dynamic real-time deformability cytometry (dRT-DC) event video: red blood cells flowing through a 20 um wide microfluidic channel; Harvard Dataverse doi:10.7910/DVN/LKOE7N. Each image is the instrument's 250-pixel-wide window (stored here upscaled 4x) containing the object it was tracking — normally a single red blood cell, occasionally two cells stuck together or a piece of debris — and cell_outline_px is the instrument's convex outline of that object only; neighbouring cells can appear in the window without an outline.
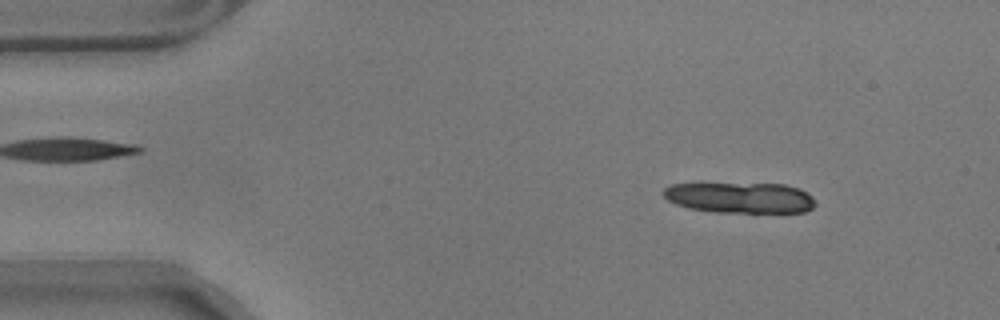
{"species": "common noctule bat (a hibernating species)", "species_latin": "Nyctalus noctula", "temperature_condition": "warm", "stored_images_in_passage": 10, "camera_frame_rate_fps": 3000, "um_per_image_px": 0.085, "animal": {"sex": "male", "body_mass_g": 17.9}, "frame": {"image": 1, "passage_image": 1, "time_ms": 0.0, "image_size_px": [1000, 320], "cell_outline_px": [[816, 204], [812, 208], [804, 212], [712, 212], [688, 208], [676, 204], [668, 200], [660, 192], [664, 188], [672, 184], [700, 180], [784, 184], [800, 188], [812, 196]], "centroid_in_image_um": [62.8, 16.73], "position_along_channel_um": 22.2, "area_um2": 28.84}}